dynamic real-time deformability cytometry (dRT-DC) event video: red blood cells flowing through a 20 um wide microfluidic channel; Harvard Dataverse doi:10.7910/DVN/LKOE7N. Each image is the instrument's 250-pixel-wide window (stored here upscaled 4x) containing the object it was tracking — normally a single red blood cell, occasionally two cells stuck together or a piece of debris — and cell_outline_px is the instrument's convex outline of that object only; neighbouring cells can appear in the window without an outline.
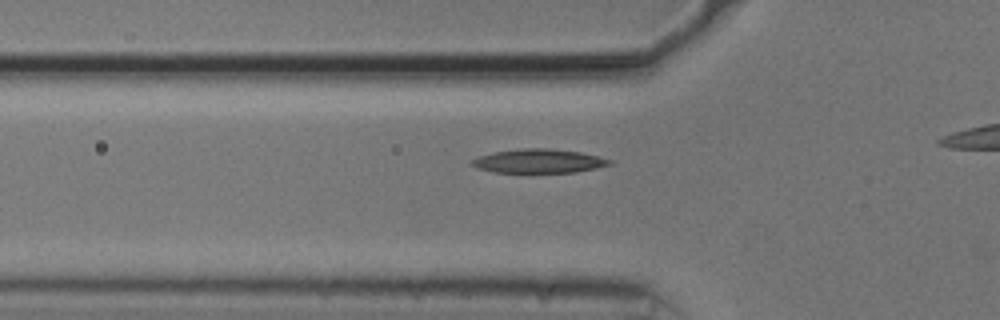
{"species": "common noctule bat (a hibernating species)", "species_latin": "Nyctalus noctula", "temperature_condition": "cold", "stored_images_in_passage": 33, "camera_frame_rate_fps": 3000, "um_per_image_px": 0.085, "animal": {"sex": "male", "body_mass_g": 20.5, "forearm_length_mm": 52.5}, "frame": {"image": 1, "passage_image": 7, "time_ms": 2.0, "image_size_px": [1000, 320], "cell_outline_px": [[612, 164], [596, 168], [576, 172], [492, 172], [476, 168], [472, 164], [472, 160], [480, 156], [496, 152], [524, 148], [548, 148], [580, 152], [612, 160]], "centroid_in_image_um": [45.81, 13.69], "position_along_channel_um": 80.0, "area_um2": 18.9}}
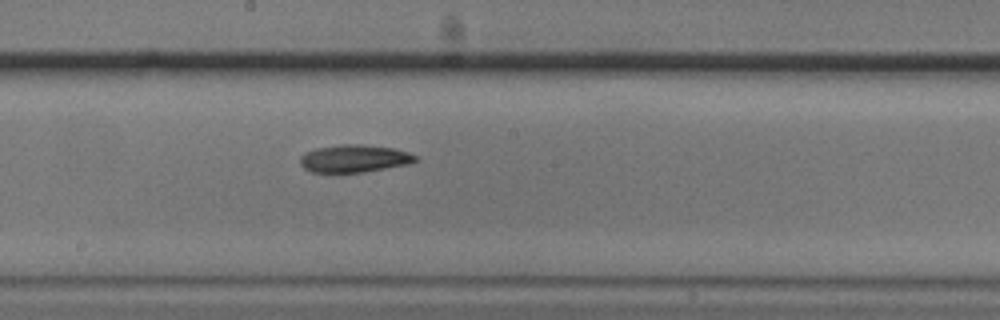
{"frame": {"image": 2, "passage_image": 18, "time_ms": 5.667, "image_size_px": [1000, 320], "cell_outline_px": [[420, 160], [408, 164], [364, 172], [312, 172], [304, 168], [300, 164], [300, 156], [304, 152], [316, 148], [340, 144], [360, 144], [396, 148], [408, 152], [416, 156]], "centroid_in_image_um": [30.12, 13.46], "position_along_channel_um": 218.1, "area_um2": 18.67}}
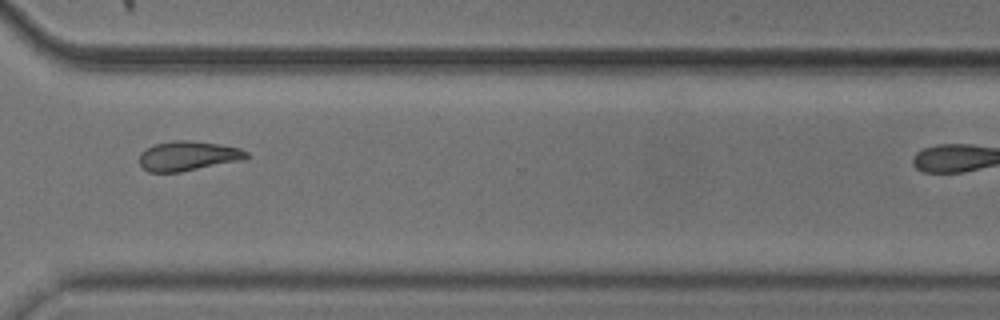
{"frame": {"image": 3, "passage_image": 29, "time_ms": 9.333, "image_size_px": [1000, 320], "cell_outline_px": [[248, 156], [244, 160], [180, 172], [148, 172], [140, 164], [140, 152], [156, 144], [176, 140], [192, 140], [220, 144], [240, 148], [248, 152]], "centroid_in_image_um": [16.01, 13.25], "position_along_channel_um": 354.6, "area_um2": 18.5}}